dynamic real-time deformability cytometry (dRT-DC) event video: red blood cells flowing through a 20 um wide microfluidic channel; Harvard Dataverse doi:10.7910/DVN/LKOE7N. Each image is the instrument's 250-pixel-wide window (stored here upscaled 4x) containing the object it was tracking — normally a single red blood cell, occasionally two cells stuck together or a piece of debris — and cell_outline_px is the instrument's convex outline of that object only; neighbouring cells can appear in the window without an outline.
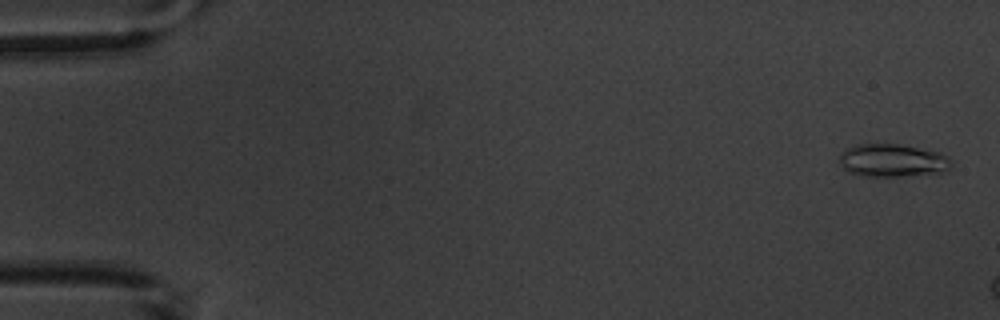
{"species": "common noctule bat (a hibernating species)", "species_latin": "Nyctalus noctula", "temperature_condition": "warm", "stored_images_in_passage": 3, "camera_frame_rate_fps": 3000, "um_per_image_px": 0.085, "animal": {"sex": "male", "body_mass_g": 20.1, "forearm_length_mm": 53.5}, "frame": {"image": 1, "passage_image": 1, "time_ms": 0.0, "image_size_px": [1000, 320], "cell_outline_px": [[952, 164], [944, 172], [900, 176], [860, 176], [848, 172], [840, 164], [840, 156], [844, 148], [856, 144], [900, 144], [936, 152], [948, 156], [952, 160]], "centroid_in_image_um": [75.83, 13.64], "position_along_channel_um": 9.2, "area_um2": 21.44}}